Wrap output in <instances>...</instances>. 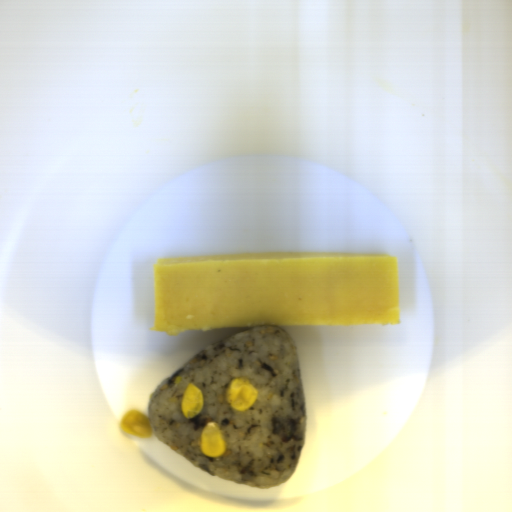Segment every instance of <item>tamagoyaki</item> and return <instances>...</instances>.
Masks as SVG:
<instances>
[{
    "instance_id": "81b7327e",
    "label": "tamagoyaki",
    "mask_w": 512,
    "mask_h": 512,
    "mask_svg": "<svg viewBox=\"0 0 512 512\" xmlns=\"http://www.w3.org/2000/svg\"><path fill=\"white\" fill-rule=\"evenodd\" d=\"M152 332L399 323L388 252H195L152 267Z\"/></svg>"
}]
</instances>
